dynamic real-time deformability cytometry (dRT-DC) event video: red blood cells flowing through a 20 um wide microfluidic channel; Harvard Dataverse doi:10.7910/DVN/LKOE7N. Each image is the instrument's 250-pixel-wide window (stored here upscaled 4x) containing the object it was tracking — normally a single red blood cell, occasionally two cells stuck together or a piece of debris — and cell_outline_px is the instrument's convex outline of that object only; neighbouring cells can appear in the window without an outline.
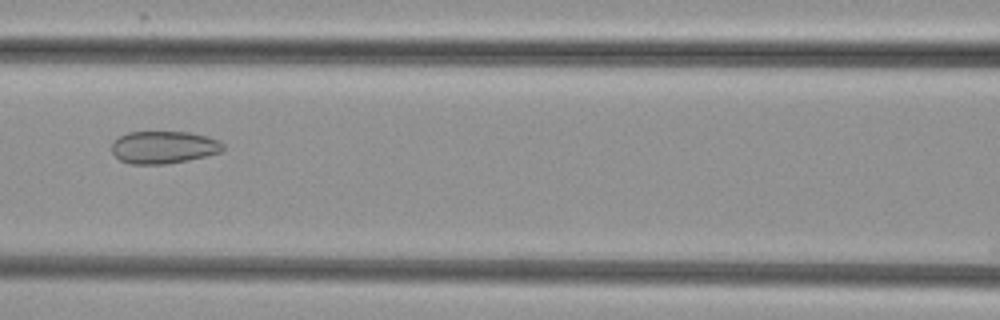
{"species": "common noctule bat (a hibernating species)", "species_latin": "Nyctalus noctula", "temperature_condition": "cold", "stored_images_in_passage": 3, "camera_frame_rate_fps": 3000, "um_per_image_px": 0.085, "animal": {"sex": "female", "body_mass_g": 29.2, "forearm_length_mm": 56.3}, "frame": {"image": 1, "passage_image": 3, "time_ms": 2.333, "image_size_px": [1000, 320], "cell_outline_px": [[224, 148], [220, 152], [188, 160], [164, 164], [128, 164], [120, 160], [112, 152], [112, 140], [128, 132], [188, 132], [208, 136], [224, 144]], "centroid_in_image_um": [13.88, 12.51], "position_along_channel_um": 152.7, "area_um2": 21.04}}